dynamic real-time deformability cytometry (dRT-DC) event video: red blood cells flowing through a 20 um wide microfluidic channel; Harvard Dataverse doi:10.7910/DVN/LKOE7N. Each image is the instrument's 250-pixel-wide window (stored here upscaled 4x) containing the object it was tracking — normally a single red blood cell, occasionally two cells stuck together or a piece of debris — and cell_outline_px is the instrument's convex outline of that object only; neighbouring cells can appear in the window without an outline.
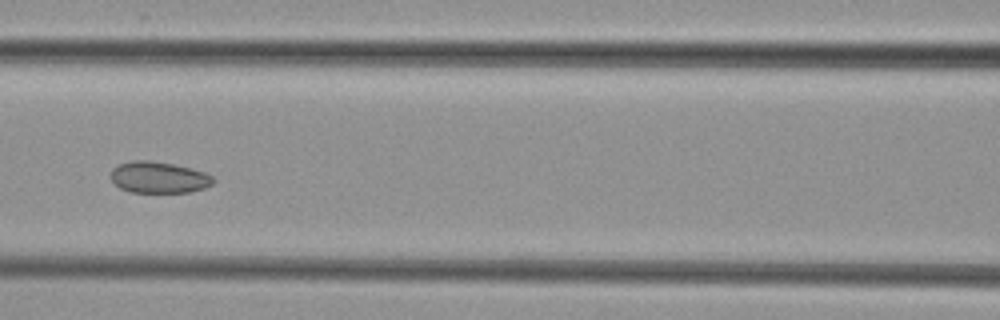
{"species": "common noctule bat (a hibernating species)", "species_latin": "Nyctalus noctula", "temperature_condition": "cold", "stored_images_in_passage": 5, "camera_frame_rate_fps": 3000, "um_per_image_px": 0.085, "animal": {"sex": "female", "body_mass_g": 29.2, "forearm_length_mm": 56.3}, "frame": {"image": 1, "passage_image": 5, "time_ms": 4.667, "image_size_px": [1000, 320], "cell_outline_px": [[216, 180], [212, 184], [204, 188], [188, 192], [128, 192], [120, 188], [112, 180], [112, 168], [120, 164], [132, 160], [148, 160], [172, 164], [204, 172], [212, 176]], "centroid_in_image_um": [13.49, 15.08], "position_along_channel_um": 153.1, "area_um2": 18.55}}